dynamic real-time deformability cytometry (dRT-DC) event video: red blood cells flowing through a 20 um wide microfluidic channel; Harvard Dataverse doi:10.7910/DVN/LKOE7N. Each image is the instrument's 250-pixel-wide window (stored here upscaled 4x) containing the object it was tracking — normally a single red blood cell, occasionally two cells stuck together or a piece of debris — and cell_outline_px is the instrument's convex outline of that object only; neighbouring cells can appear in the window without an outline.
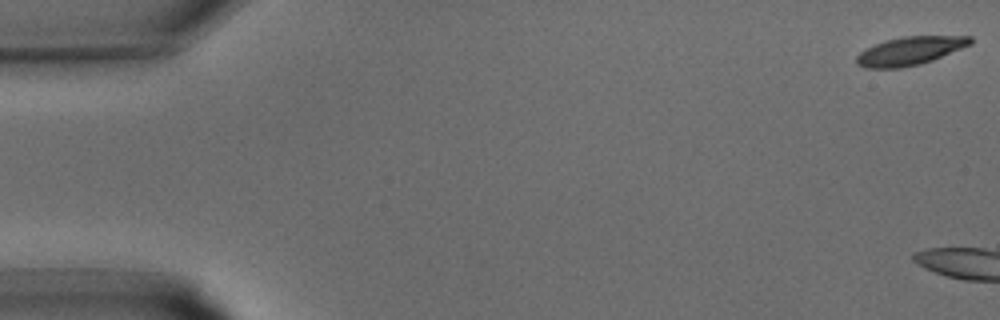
{"species": "common noctule bat (a hibernating species)", "species_latin": "Nyctalus noctula", "temperature_condition": "warm", "stored_images_in_passage": 3, "camera_frame_rate_fps": 3000, "um_per_image_px": 0.085, "animal": {"sex": "male", "body_mass_g": 15.6}, "frame": {"image": 1, "passage_image": 1, "time_ms": 0.0, "image_size_px": [1000, 320], "cell_outline_px": [[972, 44], [932, 60], [920, 64], [900, 68], [864, 68], [856, 64], [856, 56], [864, 48], [888, 40], [904, 36], [972, 36]], "centroid_in_image_um": [77.32, 4.33], "position_along_channel_um": 7.7, "area_um2": 18.73}}